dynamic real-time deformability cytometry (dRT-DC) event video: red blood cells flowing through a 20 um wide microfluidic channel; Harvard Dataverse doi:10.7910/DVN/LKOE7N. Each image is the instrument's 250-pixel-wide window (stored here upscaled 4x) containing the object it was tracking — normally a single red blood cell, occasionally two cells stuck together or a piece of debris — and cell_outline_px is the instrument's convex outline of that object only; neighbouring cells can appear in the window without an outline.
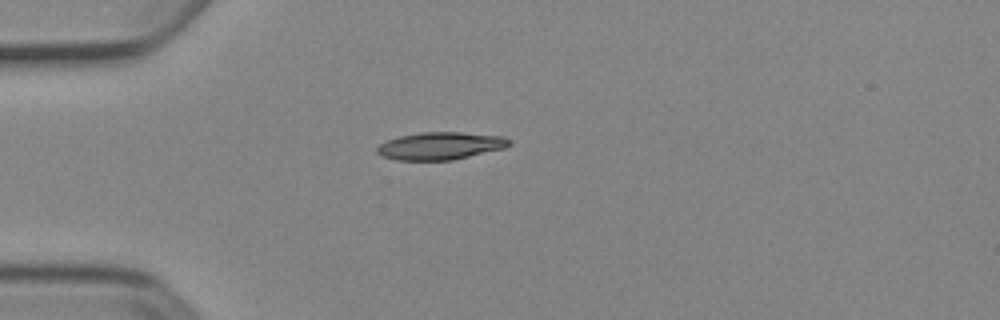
{"species": "Egyptian fruit bat (a non-hibernating species)", "species_latin": "Rousettus aegyptiacus", "temperature_condition": "cold", "stored_images_in_passage": 39, "camera_frame_rate_fps": 3000, "um_per_image_px": 0.085, "animal": {"sex": "female"}, "frame": {"image": 1, "passage_image": 1, "time_ms": 0.0, "image_size_px": [1000, 320], "cell_outline_px": [[512, 144], [504, 148], [452, 160], [396, 160], [380, 156], [376, 152], [376, 148], [380, 144], [388, 140], [400, 136], [420, 132], [460, 132], [504, 136], [512, 140]], "centroid_in_image_um": [37.44, 12.39], "position_along_channel_um": 47.6, "area_um2": 21.27}}
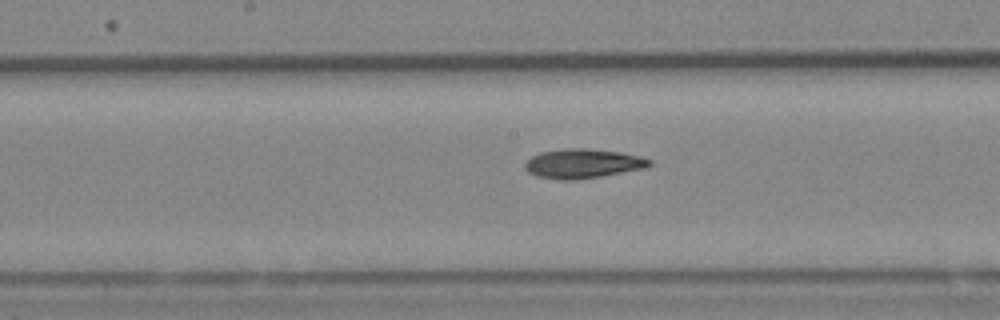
{"frame": {"image": 2, "passage_image": 14, "time_ms": 4.333, "image_size_px": [1000, 320], "cell_outline_px": [[652, 164], [648, 168], [576, 180], [560, 180], [536, 176], [528, 172], [524, 168], [524, 164], [532, 156], [540, 152], [564, 148], [588, 148], [620, 152], [640, 156], [652, 160]], "centroid_in_image_um": [49.55, 13.9], "position_along_channel_um": 198.6, "area_um2": 21.5}}
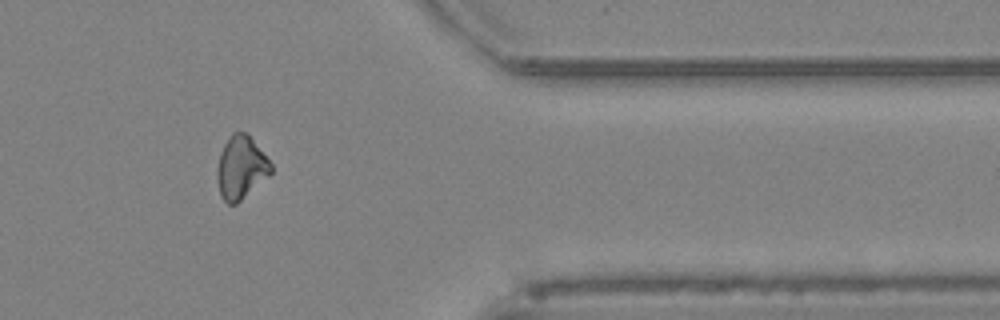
{"frame": {"image": 3, "passage_image": 30, "time_ms": 9.667, "image_size_px": [1000, 320], "cell_outline_px": [[272, 172], [236, 204], [228, 204], [220, 196], [216, 176], [216, 168], [220, 152], [228, 136], [232, 132], [248, 132], [272, 164]], "centroid_in_image_um": [20.45, 14.21], "position_along_channel_um": 390.9, "area_um2": 19.88}, "authors_computed_cell_mechanics": {"area_um2": 20.4612, "velocity_mm_per_s": 3.9089, "shape_relaxation_time_tau1_ms": null, "shape_relaxation_time_tau2_ms": 10.5402, "deformation_change_tau1": null, "deformation_change_tau2": 0.1996}}